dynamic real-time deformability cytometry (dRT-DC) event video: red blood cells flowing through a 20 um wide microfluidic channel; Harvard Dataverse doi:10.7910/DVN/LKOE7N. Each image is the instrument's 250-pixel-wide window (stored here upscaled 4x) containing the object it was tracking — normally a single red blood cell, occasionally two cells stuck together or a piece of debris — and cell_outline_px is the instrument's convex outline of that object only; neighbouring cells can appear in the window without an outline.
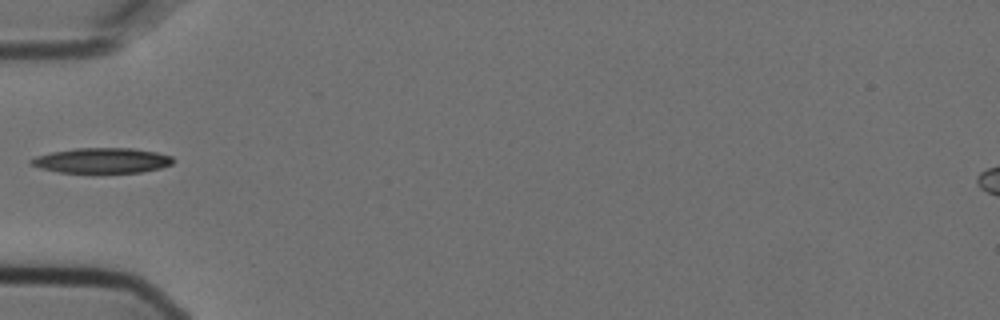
{"species": "Egyptian fruit bat (a non-hibernating species)", "species_latin": "Rousettus aegyptiacus", "temperature_condition": "cold", "stored_images_in_passage": 5, "camera_frame_rate_fps": 3000, "um_per_image_px": 0.085, "animal": {"sex": "female"}, "frame": {"image": 1, "passage_image": 5, "time_ms": 1.333, "image_size_px": [1000, 320], "cell_outline_px": [[172, 164], [160, 168], [140, 172], [92, 176], [60, 172], [40, 168], [28, 164], [28, 160], [36, 156], [52, 152], [76, 148], [132, 148], [156, 152], [172, 156]], "centroid_in_image_um": [8.61, 13.69], "position_along_channel_um": 76.4, "area_um2": 21.85}}